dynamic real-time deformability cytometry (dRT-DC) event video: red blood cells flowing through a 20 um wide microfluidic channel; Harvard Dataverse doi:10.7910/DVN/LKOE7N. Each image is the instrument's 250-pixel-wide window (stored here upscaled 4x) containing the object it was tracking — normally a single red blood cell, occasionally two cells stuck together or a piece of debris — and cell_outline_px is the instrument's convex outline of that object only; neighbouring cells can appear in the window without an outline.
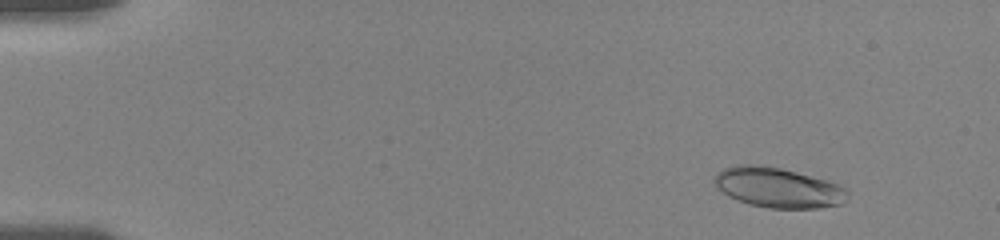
{"species": "human", "species_latin": "Homo sapiens", "temperature_condition": "room temperature", "stored_images_in_passage": 56, "camera_frame_rate_fps": 3000, "um_per_image_px": 0.085, "donor": {"sex": "female"}, "frame": {"image": 1, "passage_image": 6, "time_ms": 1.667, "image_size_px": [1000, 240], "cell_outline_px": [[848, 200], [844, 204], [820, 208], [768, 208], [748, 204], [728, 196], [716, 188], [712, 180], [716, 172], [724, 168], [736, 164], [756, 164], [780, 168], [796, 172], [824, 180], [848, 188]], "centroid_in_image_um": [66.11, 15.95], "position_along_channel_um": 18.9, "area_um2": 31.39}}
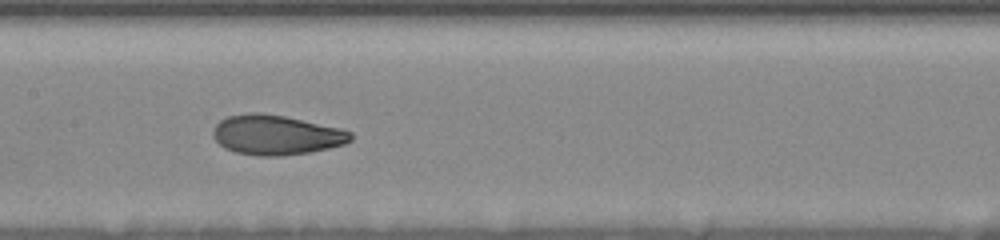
{"frame": {"image": 2, "passage_image": 29, "time_ms": 9.333, "image_size_px": [1000, 240], "cell_outline_px": [[352, 140], [344, 144], [312, 152], [280, 156], [260, 156], [236, 152], [224, 148], [212, 136], [212, 132], [216, 124], [220, 120], [228, 116], [248, 112], [260, 112], [284, 116], [340, 128], [352, 132]], "centroid_in_image_um": [23.46, 11.47], "position_along_channel_um": 183.9, "area_um2": 31.96}}
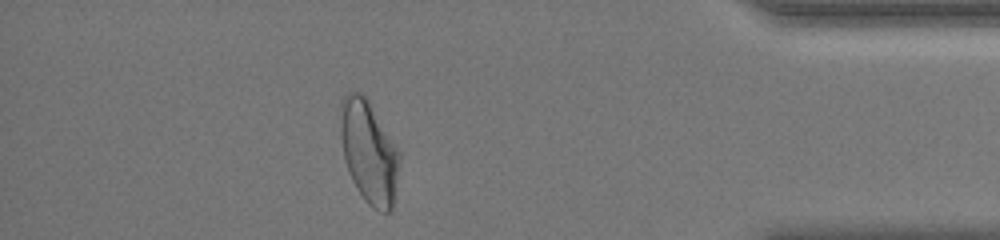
{"frame": {"image": 3, "passage_image": 50, "time_ms": 16.333, "image_size_px": [1000, 240], "cell_outline_px": [[400, 156], [392, 208], [388, 212], [384, 212], [372, 208], [368, 204], [356, 188], [352, 180], [344, 160], [340, 136], [340, 100], [344, 92], [360, 92], [368, 100], [400, 152]], "centroid_in_image_um": [31.32, 12.88], "position_along_channel_um": 403.9, "area_um2": 35.2}, "authors_computed_cell_mechanics": {"area_um2": 31.6166, "velocity_mm_per_s": 3.6217, "shape_relaxation_time_tau1_ms": 5.5051, "shape_relaxation_time_tau2_ms": 1.2839, "deformation_change_tau1": 0.176, "deformation_change_tau2": 0.069}}